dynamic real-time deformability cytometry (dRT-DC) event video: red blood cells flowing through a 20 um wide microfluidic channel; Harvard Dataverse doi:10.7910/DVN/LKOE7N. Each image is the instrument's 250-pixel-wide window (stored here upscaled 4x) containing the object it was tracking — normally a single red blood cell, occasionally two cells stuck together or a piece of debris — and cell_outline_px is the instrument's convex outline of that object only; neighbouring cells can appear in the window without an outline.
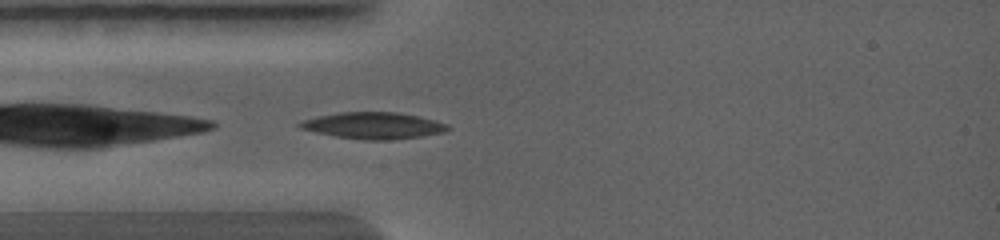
{"species": "common noctule bat (a hibernating species)", "species_latin": "Nyctalus noctula", "temperature_condition": "warm", "stored_images_in_passage": 21, "camera_frame_rate_fps": 5000, "um_per_image_px": 0.085, "animal": {"sex": "female", "body_mass_g": 19.0, "forearm_length_mm": 56.7}, "frame": {"image": 1, "passage_image": 1, "time_ms": 0.0, "image_size_px": [1000, 240], "cell_outline_px": [[448, 128], [436, 132], [416, 136], [376, 140], [368, 140], [340, 136], [320, 132], [304, 128], [300, 124], [308, 120], [320, 116], [340, 112], [396, 112], [416, 116], [444, 124]], "centroid_in_image_um": [31.71, 10.65], "position_along_channel_um": 53.3, "area_um2": 21.1}}
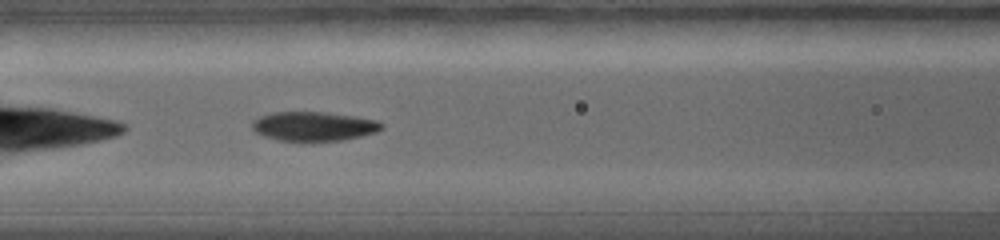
{"frame": {"image": 2, "passage_image": 5, "time_ms": 1.6, "image_size_px": [1000, 240], "cell_outline_px": [[380, 128], [372, 132], [360, 136], [340, 140], [280, 140], [256, 132], [252, 124], [260, 116], [276, 112], [324, 112], [352, 116], [372, 120], [380, 124]], "centroid_in_image_um": [26.61, 10.72], "position_along_channel_um": 140.0, "area_um2": 20.92}}
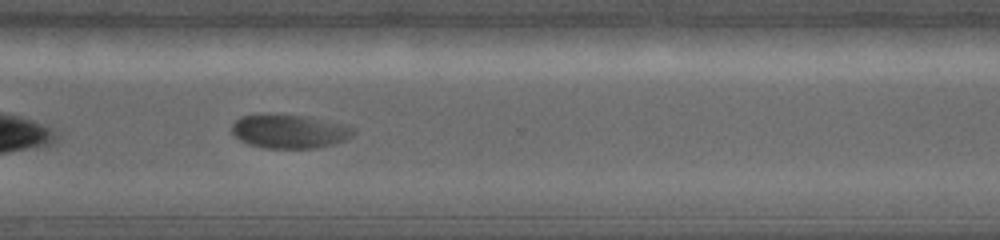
{"frame": {"image": 3, "passage_image": 15, "time_ms": 5.4, "image_size_px": [1000, 240], "cell_outline_px": [[344, 136], [336, 140], [324, 144], [308, 148], [272, 148], [252, 144], [244, 140], [236, 132], [236, 120], [244, 116], [296, 116]], "centroid_in_image_um": [24.09, 11.23], "position_along_channel_um": 346.5, "area_um2": 18.73}}